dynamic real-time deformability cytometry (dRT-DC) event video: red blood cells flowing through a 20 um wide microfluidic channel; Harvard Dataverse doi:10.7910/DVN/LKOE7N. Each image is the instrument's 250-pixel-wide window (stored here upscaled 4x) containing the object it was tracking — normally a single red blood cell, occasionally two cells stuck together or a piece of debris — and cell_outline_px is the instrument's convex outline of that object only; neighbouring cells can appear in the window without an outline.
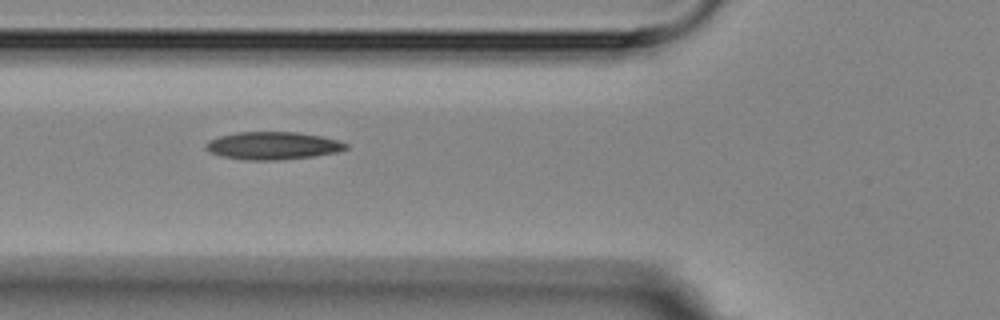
{"species": "Egyptian fruit bat (a non-hibernating species)", "species_latin": "Rousettus aegyptiacus", "temperature_condition": "room temperature", "stored_images_in_passage": 18, "camera_frame_rate_fps": 3000, "um_per_image_px": 0.085, "animal": {"sex": "female"}, "frame": {"image": 1, "passage_image": 6, "time_ms": 6.333, "image_size_px": [1000, 320], "cell_outline_px": [[348, 148], [336, 152], [312, 156], [276, 160], [244, 160], [220, 156], [208, 152], [204, 148], [204, 144], [208, 140], [220, 136], [236, 132], [300, 132], [324, 136], [340, 140], [348, 144]], "centroid_in_image_um": [23.16, 12.37], "position_along_channel_um": 102.6, "area_um2": 22.89}}
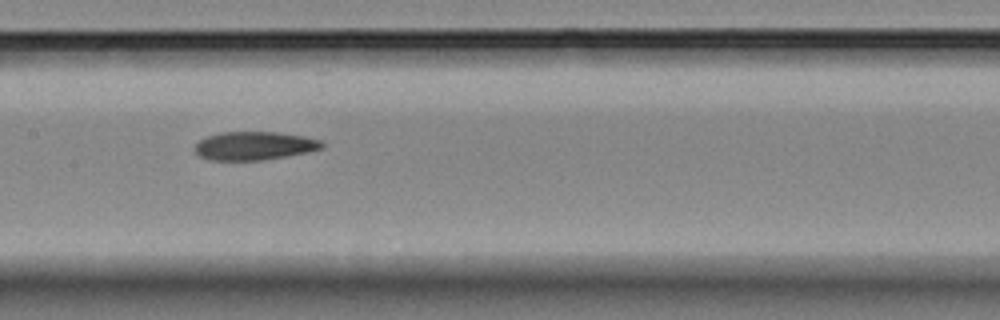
{"frame": {"image": 2, "passage_image": 8, "time_ms": 8.667, "image_size_px": [1000, 320], "cell_outline_px": [[324, 148], [308, 152], [260, 160], [212, 160], [200, 156], [192, 148], [204, 136], [220, 132], [276, 132], [304, 136], [320, 140], [324, 144]], "centroid_in_image_um": [21.59, 12.38], "position_along_channel_um": 185.8, "area_um2": 21.04}}
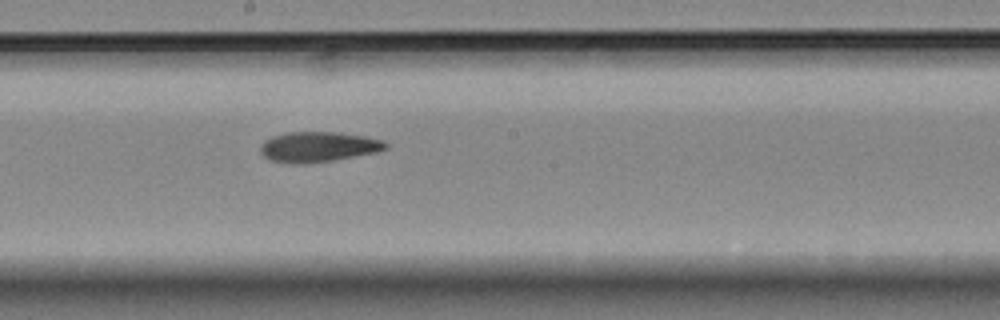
{"frame": {"image": 3, "passage_image": 9, "time_ms": 9.667, "image_size_px": [1000, 320], "cell_outline_px": [[388, 148], [376, 152], [332, 160], [300, 164], [288, 164], [272, 160], [264, 156], [260, 152], [260, 144], [264, 140], [272, 136], [288, 132], [340, 132], [364, 136], [384, 140], [388, 144]], "centroid_in_image_um": [27.03, 12.47], "position_along_channel_um": 221.2, "area_um2": 22.14}}